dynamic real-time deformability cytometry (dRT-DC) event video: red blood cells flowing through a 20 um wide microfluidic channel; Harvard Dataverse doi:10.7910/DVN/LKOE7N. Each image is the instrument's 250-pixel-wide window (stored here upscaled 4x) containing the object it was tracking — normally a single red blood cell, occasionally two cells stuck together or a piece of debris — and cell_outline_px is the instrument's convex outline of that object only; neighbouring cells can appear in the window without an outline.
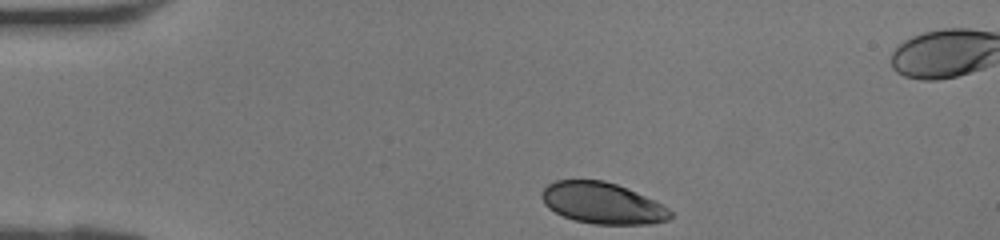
{"species": "human", "species_latin": "Homo sapiens", "temperature_condition": "room temperature", "stored_images_in_passage": 29, "camera_frame_rate_fps": 3000, "um_per_image_px": 0.085, "donor": {"sex": "female"}, "frame": {"image": 1, "passage_image": 1, "time_ms": 0.0, "image_size_px": [1000, 240], "cell_outline_px": [[672, 216], [668, 220], [652, 224], [592, 224], [576, 220], [564, 216], [548, 208], [544, 204], [540, 196], [540, 192], [548, 184], [556, 180], [604, 180], [616, 184], [636, 192], [668, 208], [672, 212]], "centroid_in_image_um": [51.17, 17.27], "position_along_channel_um": 33.8, "area_um2": 30.81}}
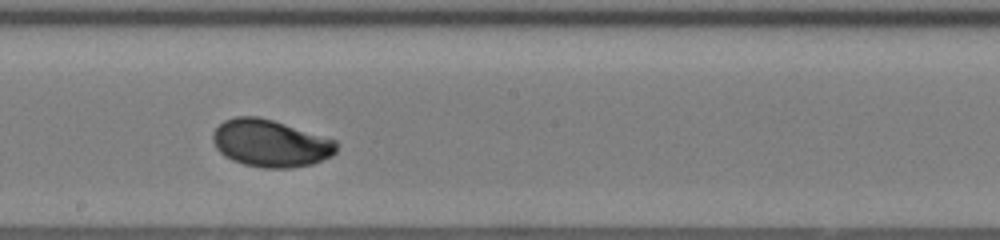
{"frame": {"image": 2, "passage_image": 16, "time_ms": 5.0, "image_size_px": [1000, 240], "cell_outline_px": [[336, 152], [332, 156], [312, 164], [288, 168], [264, 168], [244, 164], [232, 160], [224, 156], [216, 148], [212, 140], [212, 132], [224, 120], [236, 116], [256, 116], [272, 120], [336, 140]], "centroid_in_image_um": [22.96, 12.18], "position_along_channel_um": 225.2, "area_um2": 33.93}}
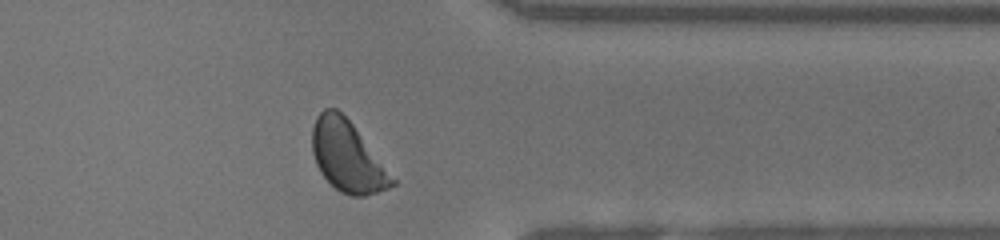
{"frame": {"image": 3, "passage_image": 26, "time_ms": 8.333, "image_size_px": [1000, 240], "cell_outline_px": [[396, 184], [388, 188], [364, 196], [352, 196], [340, 192], [320, 172], [316, 164], [312, 152], [312, 128], [316, 116], [324, 108], [336, 108], [352, 124], [396, 180]], "centroid_in_image_um": [29.5, 13.3], "position_along_channel_um": 381.9, "area_um2": 32.48}}